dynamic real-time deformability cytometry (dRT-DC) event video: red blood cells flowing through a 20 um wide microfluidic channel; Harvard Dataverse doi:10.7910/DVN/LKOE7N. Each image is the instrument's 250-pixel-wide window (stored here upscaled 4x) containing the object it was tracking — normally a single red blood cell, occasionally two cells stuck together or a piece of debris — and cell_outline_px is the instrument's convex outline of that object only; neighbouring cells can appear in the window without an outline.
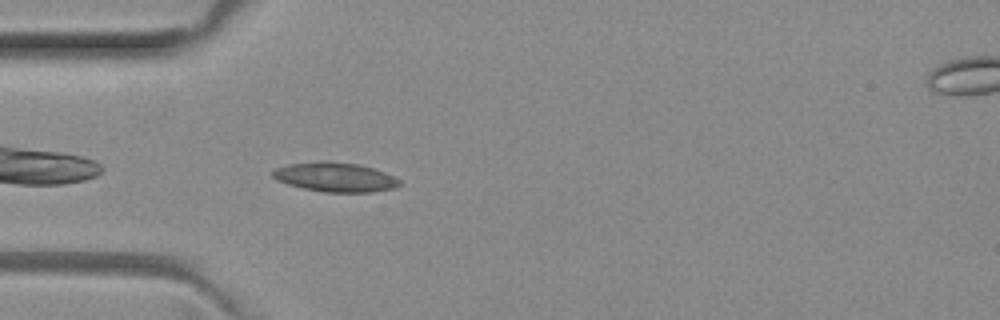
{"species": "common noctule bat (a hibernating species)", "species_latin": "Nyctalus noctula", "temperature_condition": "room temperature", "stored_images_in_passage": 5, "camera_frame_rate_fps": 3000, "um_per_image_px": 0.085, "animal": {"sex": "female", "body_mass_g": 29.2, "forearm_length_mm": 56.3}, "frame": {"image": 1, "passage_image": 4, "time_ms": 1.0, "image_size_px": [1000, 320], "cell_outline_px": [[400, 184], [396, 188], [372, 192], [324, 192], [304, 188], [288, 184], [276, 180], [272, 176], [272, 172], [276, 168], [288, 164], [360, 164], [384, 172], [400, 180]], "centroid_in_image_um": [28.53, 15.11], "position_along_channel_um": 56.5, "area_um2": 20.69}}